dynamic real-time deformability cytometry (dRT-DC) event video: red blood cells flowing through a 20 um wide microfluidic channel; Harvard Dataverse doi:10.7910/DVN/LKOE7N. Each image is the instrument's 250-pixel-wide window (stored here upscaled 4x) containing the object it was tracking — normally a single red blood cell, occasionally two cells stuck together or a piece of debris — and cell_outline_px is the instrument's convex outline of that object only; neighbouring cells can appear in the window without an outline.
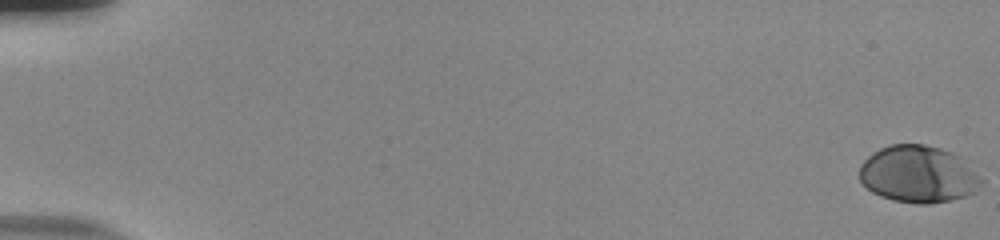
{"species": "human", "species_latin": "Homo sapiens", "temperature_condition": "room temperature", "stored_images_in_passage": 14, "camera_frame_rate_fps": 3000, "um_per_image_px": 0.085, "donor": {"sex": "male"}, "frame": {"image": 1, "passage_image": 1, "time_ms": 0.0, "image_size_px": [1000, 240], "cell_outline_px": [[984, 184], [976, 192], [964, 196], [948, 200], [928, 204], [916, 204], [892, 200], [880, 196], [872, 192], [860, 180], [860, 164], [872, 152], [888, 144], [924, 144], [940, 148], [952, 152], [960, 156], [984, 180]], "centroid_in_image_um": [78.07, 14.8], "position_along_channel_um": 6.9, "area_um2": 40.81}}